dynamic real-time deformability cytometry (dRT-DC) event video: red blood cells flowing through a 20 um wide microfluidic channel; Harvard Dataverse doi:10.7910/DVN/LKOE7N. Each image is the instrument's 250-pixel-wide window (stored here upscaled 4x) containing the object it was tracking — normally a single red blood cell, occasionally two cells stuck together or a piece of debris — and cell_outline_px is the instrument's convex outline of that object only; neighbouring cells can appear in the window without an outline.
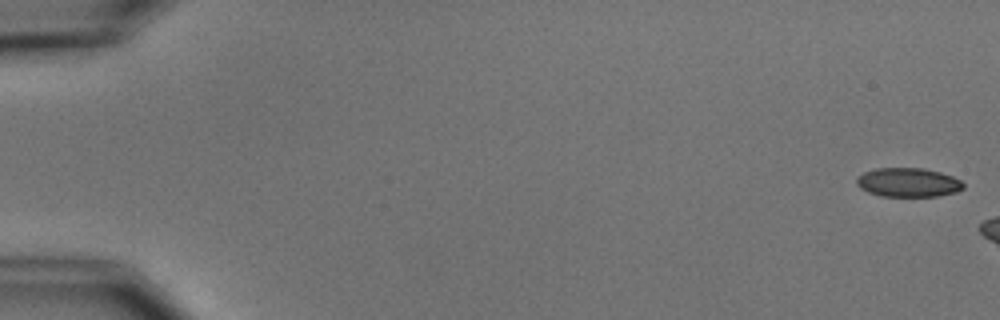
{"species": "common noctule bat (a hibernating species)", "species_latin": "Nyctalus noctula", "temperature_condition": "cold", "stored_images_in_passage": 2, "camera_frame_rate_fps": 3000, "um_per_image_px": 0.085, "animal": {"sex": "male", "body_mass_g": 15.6}, "frame": {"image": 1, "passage_image": 1, "time_ms": 0.0, "image_size_px": [1000, 320], "cell_outline_px": [[964, 188], [956, 192], [936, 196], [880, 196], [868, 192], [860, 188], [856, 184], [856, 176], [864, 172], [876, 168], [924, 168], [940, 172], [952, 176], [960, 180], [964, 184]], "centroid_in_image_um": [77.17, 15.5], "position_along_channel_um": 7.8, "area_um2": 18.15}}